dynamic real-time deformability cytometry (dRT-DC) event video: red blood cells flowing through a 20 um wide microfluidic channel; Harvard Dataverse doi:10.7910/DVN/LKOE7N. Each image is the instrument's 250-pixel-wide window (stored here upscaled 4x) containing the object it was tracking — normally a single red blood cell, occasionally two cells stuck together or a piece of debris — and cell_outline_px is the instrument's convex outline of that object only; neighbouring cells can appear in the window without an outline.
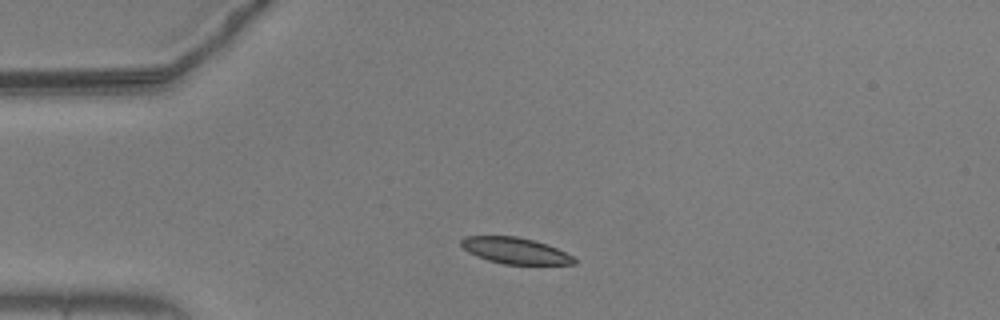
{"species": "common noctule bat (a hibernating species)", "species_latin": "Nyctalus noctula", "temperature_condition": "warm", "stored_images_in_passage": 43, "camera_frame_rate_fps": 3000, "um_per_image_px": 0.085, "animal": {"sex": "male", "body_mass_g": 20.5, "forearm_length_mm": 52.5}, "frame": {"image": 1, "passage_image": 1, "time_ms": 0.0, "image_size_px": [1000, 320], "cell_outline_px": [[576, 264], [504, 264], [488, 260], [476, 256], [468, 252], [460, 244], [460, 240], [464, 236], [516, 236], [532, 240], [556, 248], [572, 256], [576, 260]], "centroid_in_image_um": [43.74, 21.3], "position_along_channel_um": 41.3, "area_um2": 17.05}}
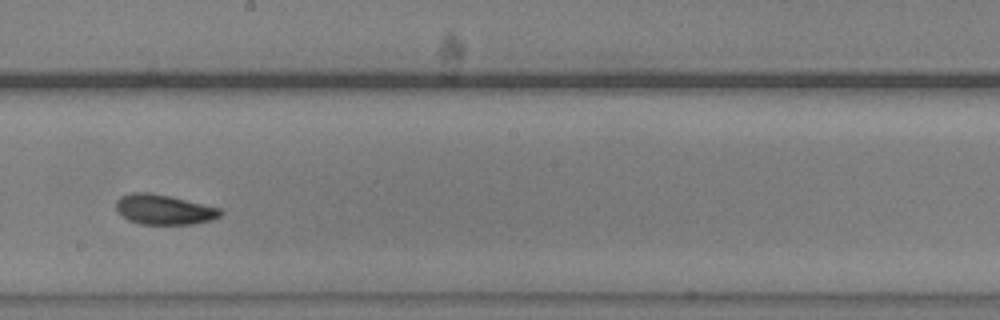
{"frame": {"image": 2, "passage_image": 19, "time_ms": 6.0, "image_size_px": [1000, 320], "cell_outline_px": [[224, 212], [220, 216], [212, 220], [192, 224], [140, 224], [128, 220], [120, 216], [116, 212], [116, 200], [120, 196], [132, 192], [148, 192], [168, 196], [220, 208]], "centroid_in_image_um": [13.89, 17.82], "position_along_channel_um": 234.3, "area_um2": 18.32}}
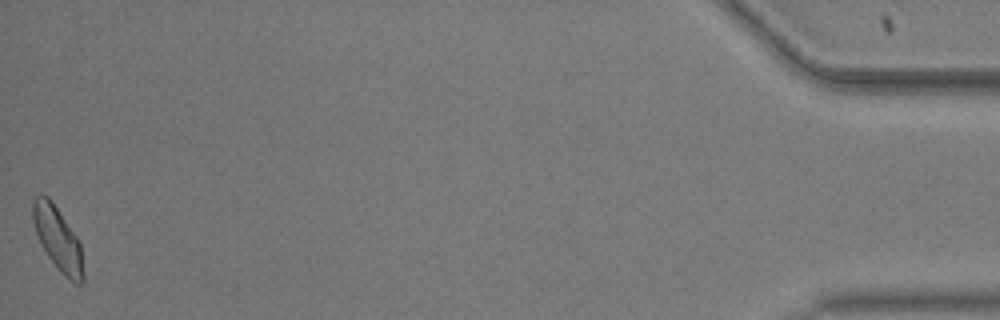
{"frame": {"image": 3, "passage_image": 43, "time_ms": 14.0, "image_size_px": [1000, 320], "cell_outline_px": [[84, 284], [76, 284], [64, 276], [48, 256], [36, 232], [32, 220], [32, 200], [36, 196], [48, 196], [52, 200], [76, 236], [80, 244], [84, 272]], "centroid_in_image_um": [4.93, 20.31], "position_along_channel_um": 430.3, "area_um2": 18.5}, "authors_computed_cell_mechanics": {"area_um2": 18.3226, "velocity_mm_per_s": 3.6538, "shape_relaxation_time_tau1_ms": 3.6793, "shape_relaxation_time_tau2_ms": 3.8638, "deformation_change_tau1": 0.094, "deformation_change_tau2": 0.091}}